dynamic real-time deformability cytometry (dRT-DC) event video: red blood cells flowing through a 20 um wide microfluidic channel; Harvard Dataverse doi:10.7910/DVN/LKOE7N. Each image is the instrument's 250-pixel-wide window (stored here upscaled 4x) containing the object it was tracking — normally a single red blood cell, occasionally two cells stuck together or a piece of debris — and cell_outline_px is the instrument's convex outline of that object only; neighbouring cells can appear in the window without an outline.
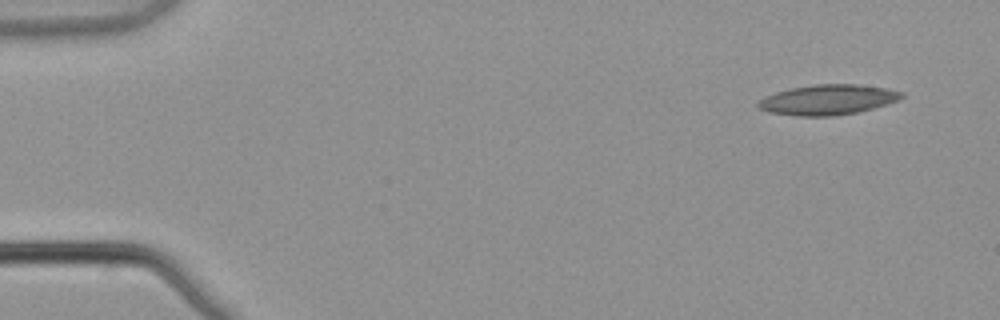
{"species": "common noctule bat (a hibernating species)", "species_latin": "Nyctalus noctula", "temperature_condition": "warm", "stored_images_in_passage": 5, "segment_of_instrument_passage": [1, 2], "camera_frame_rate_fps": 3000, "um_per_image_px": 0.085, "animal": {"sex": "male", "body_mass_g": 21.5, "forearm_length_mm": 52.0}, "frame": {"image": 1, "passage_image": 1, "time_ms": 0.0, "image_size_px": [1000, 320], "cell_outline_px": [[904, 96], [896, 100], [872, 108], [856, 112], [832, 116], [796, 116], [768, 112], [760, 108], [756, 104], [764, 96], [776, 92], [792, 88], [816, 84], [856, 84], [884, 88], [904, 92]], "centroid_in_image_um": [70.32, 8.48], "position_along_channel_um": 14.7, "area_um2": 24.91}}